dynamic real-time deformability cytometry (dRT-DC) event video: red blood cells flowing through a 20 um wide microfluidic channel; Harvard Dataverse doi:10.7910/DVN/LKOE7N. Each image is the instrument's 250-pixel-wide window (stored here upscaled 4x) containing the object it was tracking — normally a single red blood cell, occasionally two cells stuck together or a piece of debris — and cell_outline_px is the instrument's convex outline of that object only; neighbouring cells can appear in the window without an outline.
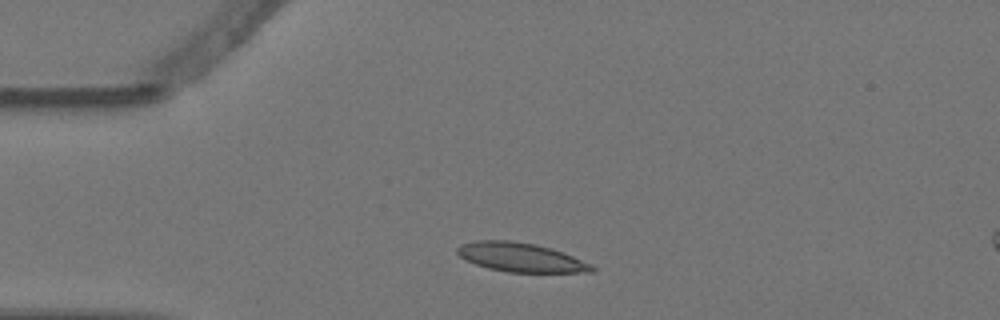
{"species": "Egyptian fruit bat (a non-hibernating species)", "species_latin": "Rousettus aegyptiacus", "temperature_condition": "warm", "stored_images_in_passage": 4, "camera_frame_rate_fps": 3000, "um_per_image_px": 0.085, "animal": {"sex": "female"}, "frame": {"image": 1, "passage_image": 2, "time_ms": 0.333, "image_size_px": [1000, 320], "cell_outline_px": [[596, 272], [508, 272], [488, 268], [476, 264], [460, 256], [456, 252], [456, 248], [460, 244], [476, 240], [512, 240], [536, 244], [552, 248], [592, 264], [596, 268]], "centroid_in_image_um": [44.27, 21.86], "position_along_channel_um": 40.7, "area_um2": 22.83}}